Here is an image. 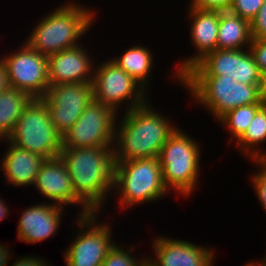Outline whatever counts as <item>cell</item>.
<instances>
[{
  "label": "cell",
  "instance_id": "cell-1",
  "mask_svg": "<svg viewBox=\"0 0 266 266\" xmlns=\"http://www.w3.org/2000/svg\"><path fill=\"white\" fill-rule=\"evenodd\" d=\"M122 117L121 124L116 125L118 130L115 129L114 163L159 157L161 148L177 128L148 102L126 111Z\"/></svg>",
  "mask_w": 266,
  "mask_h": 266
},
{
  "label": "cell",
  "instance_id": "cell-2",
  "mask_svg": "<svg viewBox=\"0 0 266 266\" xmlns=\"http://www.w3.org/2000/svg\"><path fill=\"white\" fill-rule=\"evenodd\" d=\"M59 156L67 167L75 195L92 212H99L113 189V146L62 148Z\"/></svg>",
  "mask_w": 266,
  "mask_h": 266
},
{
  "label": "cell",
  "instance_id": "cell-3",
  "mask_svg": "<svg viewBox=\"0 0 266 266\" xmlns=\"http://www.w3.org/2000/svg\"><path fill=\"white\" fill-rule=\"evenodd\" d=\"M180 82L217 121L237 107L266 103V84L246 85L223 75H183Z\"/></svg>",
  "mask_w": 266,
  "mask_h": 266
},
{
  "label": "cell",
  "instance_id": "cell-4",
  "mask_svg": "<svg viewBox=\"0 0 266 266\" xmlns=\"http://www.w3.org/2000/svg\"><path fill=\"white\" fill-rule=\"evenodd\" d=\"M92 12L77 3H65L37 23L26 43L46 56L77 46L95 18Z\"/></svg>",
  "mask_w": 266,
  "mask_h": 266
},
{
  "label": "cell",
  "instance_id": "cell-5",
  "mask_svg": "<svg viewBox=\"0 0 266 266\" xmlns=\"http://www.w3.org/2000/svg\"><path fill=\"white\" fill-rule=\"evenodd\" d=\"M113 190L120 194V206L123 207L159 200L168 192L163 183L159 158L114 163Z\"/></svg>",
  "mask_w": 266,
  "mask_h": 266
},
{
  "label": "cell",
  "instance_id": "cell-6",
  "mask_svg": "<svg viewBox=\"0 0 266 266\" xmlns=\"http://www.w3.org/2000/svg\"><path fill=\"white\" fill-rule=\"evenodd\" d=\"M178 127L170 134L161 148L159 162L165 187H173L184 196L192 194L197 186L200 147Z\"/></svg>",
  "mask_w": 266,
  "mask_h": 266
},
{
  "label": "cell",
  "instance_id": "cell-7",
  "mask_svg": "<svg viewBox=\"0 0 266 266\" xmlns=\"http://www.w3.org/2000/svg\"><path fill=\"white\" fill-rule=\"evenodd\" d=\"M6 141L45 159L58 157L62 150V136L54 127L42 98L31 100Z\"/></svg>",
  "mask_w": 266,
  "mask_h": 266
},
{
  "label": "cell",
  "instance_id": "cell-8",
  "mask_svg": "<svg viewBox=\"0 0 266 266\" xmlns=\"http://www.w3.org/2000/svg\"><path fill=\"white\" fill-rule=\"evenodd\" d=\"M92 87L94 100L112 108L119 113V106L125 100H130L126 106V111L145 104L148 99L146 97V88H144L133 77L121 69L114 61L98 65L93 71ZM147 100V101H146Z\"/></svg>",
  "mask_w": 266,
  "mask_h": 266
},
{
  "label": "cell",
  "instance_id": "cell-9",
  "mask_svg": "<svg viewBox=\"0 0 266 266\" xmlns=\"http://www.w3.org/2000/svg\"><path fill=\"white\" fill-rule=\"evenodd\" d=\"M116 116L112 108L93 100L62 135V148L114 146Z\"/></svg>",
  "mask_w": 266,
  "mask_h": 266
},
{
  "label": "cell",
  "instance_id": "cell-10",
  "mask_svg": "<svg viewBox=\"0 0 266 266\" xmlns=\"http://www.w3.org/2000/svg\"><path fill=\"white\" fill-rule=\"evenodd\" d=\"M184 75H218L246 85L266 84L248 48L216 49L207 53Z\"/></svg>",
  "mask_w": 266,
  "mask_h": 266
},
{
  "label": "cell",
  "instance_id": "cell-11",
  "mask_svg": "<svg viewBox=\"0 0 266 266\" xmlns=\"http://www.w3.org/2000/svg\"><path fill=\"white\" fill-rule=\"evenodd\" d=\"M14 54L2 58L9 87L29 93L33 98L45 96L48 80V56L32 49L27 43Z\"/></svg>",
  "mask_w": 266,
  "mask_h": 266
},
{
  "label": "cell",
  "instance_id": "cell-12",
  "mask_svg": "<svg viewBox=\"0 0 266 266\" xmlns=\"http://www.w3.org/2000/svg\"><path fill=\"white\" fill-rule=\"evenodd\" d=\"M42 99L54 127L62 136L94 100L92 82L50 84Z\"/></svg>",
  "mask_w": 266,
  "mask_h": 266
},
{
  "label": "cell",
  "instance_id": "cell-13",
  "mask_svg": "<svg viewBox=\"0 0 266 266\" xmlns=\"http://www.w3.org/2000/svg\"><path fill=\"white\" fill-rule=\"evenodd\" d=\"M97 214L93 212L77 218L76 222L80 225L78 230H82L65 252L67 266H102L107 253L114 246L109 224H96Z\"/></svg>",
  "mask_w": 266,
  "mask_h": 266
},
{
  "label": "cell",
  "instance_id": "cell-14",
  "mask_svg": "<svg viewBox=\"0 0 266 266\" xmlns=\"http://www.w3.org/2000/svg\"><path fill=\"white\" fill-rule=\"evenodd\" d=\"M39 193L54 201L55 205H82L80 216L93 213L76 195L67 167L60 156L45 159L34 185Z\"/></svg>",
  "mask_w": 266,
  "mask_h": 266
},
{
  "label": "cell",
  "instance_id": "cell-15",
  "mask_svg": "<svg viewBox=\"0 0 266 266\" xmlns=\"http://www.w3.org/2000/svg\"><path fill=\"white\" fill-rule=\"evenodd\" d=\"M152 245L156 257L146 258L152 266H213L214 253L211 248L163 236L156 237Z\"/></svg>",
  "mask_w": 266,
  "mask_h": 266
},
{
  "label": "cell",
  "instance_id": "cell-16",
  "mask_svg": "<svg viewBox=\"0 0 266 266\" xmlns=\"http://www.w3.org/2000/svg\"><path fill=\"white\" fill-rule=\"evenodd\" d=\"M87 49L77 45L48 56L50 84L92 82L93 63ZM92 71V72H91ZM92 76V77H91Z\"/></svg>",
  "mask_w": 266,
  "mask_h": 266
},
{
  "label": "cell",
  "instance_id": "cell-17",
  "mask_svg": "<svg viewBox=\"0 0 266 266\" xmlns=\"http://www.w3.org/2000/svg\"><path fill=\"white\" fill-rule=\"evenodd\" d=\"M189 16L192 18L190 37L192 43L195 46L197 55L186 58L179 64L176 70L178 81L180 78L191 69L199 60H201L207 53L215 51L217 49V36L219 28V11L202 10L193 7H189Z\"/></svg>",
  "mask_w": 266,
  "mask_h": 266
},
{
  "label": "cell",
  "instance_id": "cell-18",
  "mask_svg": "<svg viewBox=\"0 0 266 266\" xmlns=\"http://www.w3.org/2000/svg\"><path fill=\"white\" fill-rule=\"evenodd\" d=\"M30 206L22 213L18 221V239L28 243L44 241L54 236L60 226L63 206L53 203ZM62 213V214H61Z\"/></svg>",
  "mask_w": 266,
  "mask_h": 266
},
{
  "label": "cell",
  "instance_id": "cell-19",
  "mask_svg": "<svg viewBox=\"0 0 266 266\" xmlns=\"http://www.w3.org/2000/svg\"><path fill=\"white\" fill-rule=\"evenodd\" d=\"M9 149L1 160L7 183L17 187L34 185L45 158L8 143Z\"/></svg>",
  "mask_w": 266,
  "mask_h": 266
},
{
  "label": "cell",
  "instance_id": "cell-20",
  "mask_svg": "<svg viewBox=\"0 0 266 266\" xmlns=\"http://www.w3.org/2000/svg\"><path fill=\"white\" fill-rule=\"evenodd\" d=\"M252 41L251 24L237 14L219 11V28L217 49H244L249 48Z\"/></svg>",
  "mask_w": 266,
  "mask_h": 266
},
{
  "label": "cell",
  "instance_id": "cell-21",
  "mask_svg": "<svg viewBox=\"0 0 266 266\" xmlns=\"http://www.w3.org/2000/svg\"><path fill=\"white\" fill-rule=\"evenodd\" d=\"M32 99L29 93L12 87L0 93V139L6 140L11 135Z\"/></svg>",
  "mask_w": 266,
  "mask_h": 266
},
{
  "label": "cell",
  "instance_id": "cell-22",
  "mask_svg": "<svg viewBox=\"0 0 266 266\" xmlns=\"http://www.w3.org/2000/svg\"><path fill=\"white\" fill-rule=\"evenodd\" d=\"M152 56L149 48L147 49L141 45H134L122 54V56L118 58L114 57L111 60L139 82L144 88L145 86L147 88L148 77H150L149 74L151 73L150 69L153 66Z\"/></svg>",
  "mask_w": 266,
  "mask_h": 266
},
{
  "label": "cell",
  "instance_id": "cell-23",
  "mask_svg": "<svg viewBox=\"0 0 266 266\" xmlns=\"http://www.w3.org/2000/svg\"><path fill=\"white\" fill-rule=\"evenodd\" d=\"M263 141H266V103L256 112L244 135L234 142H237L236 145L238 144L243 154H247V157L249 155L251 160H261L266 155V150L263 152L264 150L261 151L257 147L264 143Z\"/></svg>",
  "mask_w": 266,
  "mask_h": 266
},
{
  "label": "cell",
  "instance_id": "cell-24",
  "mask_svg": "<svg viewBox=\"0 0 266 266\" xmlns=\"http://www.w3.org/2000/svg\"><path fill=\"white\" fill-rule=\"evenodd\" d=\"M265 103H254L237 107L224 114L218 121L223 123L231 132L234 140L238 141L247 130L256 112Z\"/></svg>",
  "mask_w": 266,
  "mask_h": 266
},
{
  "label": "cell",
  "instance_id": "cell-25",
  "mask_svg": "<svg viewBox=\"0 0 266 266\" xmlns=\"http://www.w3.org/2000/svg\"><path fill=\"white\" fill-rule=\"evenodd\" d=\"M131 249L125 251L115 243L107 253L102 266H143L147 260L145 258H142L140 261L135 259V256L131 254L133 247Z\"/></svg>",
  "mask_w": 266,
  "mask_h": 266
},
{
  "label": "cell",
  "instance_id": "cell-26",
  "mask_svg": "<svg viewBox=\"0 0 266 266\" xmlns=\"http://www.w3.org/2000/svg\"><path fill=\"white\" fill-rule=\"evenodd\" d=\"M264 1L265 0H233L229 11L251 23L264 4Z\"/></svg>",
  "mask_w": 266,
  "mask_h": 266
},
{
  "label": "cell",
  "instance_id": "cell-27",
  "mask_svg": "<svg viewBox=\"0 0 266 266\" xmlns=\"http://www.w3.org/2000/svg\"><path fill=\"white\" fill-rule=\"evenodd\" d=\"M249 50L258 66L259 72L266 80V37L252 38Z\"/></svg>",
  "mask_w": 266,
  "mask_h": 266
},
{
  "label": "cell",
  "instance_id": "cell-28",
  "mask_svg": "<svg viewBox=\"0 0 266 266\" xmlns=\"http://www.w3.org/2000/svg\"><path fill=\"white\" fill-rule=\"evenodd\" d=\"M253 162L259 164L260 169L258 173H254L251 181L256 190L255 194L266 211V165L261 160H253Z\"/></svg>",
  "mask_w": 266,
  "mask_h": 266
},
{
  "label": "cell",
  "instance_id": "cell-29",
  "mask_svg": "<svg viewBox=\"0 0 266 266\" xmlns=\"http://www.w3.org/2000/svg\"><path fill=\"white\" fill-rule=\"evenodd\" d=\"M233 0H192L189 7L212 10L227 11L230 9Z\"/></svg>",
  "mask_w": 266,
  "mask_h": 266
},
{
  "label": "cell",
  "instance_id": "cell-30",
  "mask_svg": "<svg viewBox=\"0 0 266 266\" xmlns=\"http://www.w3.org/2000/svg\"><path fill=\"white\" fill-rule=\"evenodd\" d=\"M250 24L252 38L266 37V0Z\"/></svg>",
  "mask_w": 266,
  "mask_h": 266
},
{
  "label": "cell",
  "instance_id": "cell-31",
  "mask_svg": "<svg viewBox=\"0 0 266 266\" xmlns=\"http://www.w3.org/2000/svg\"><path fill=\"white\" fill-rule=\"evenodd\" d=\"M29 256V257H28ZM15 259L16 261L11 266H50L49 262H45L42 258L30 257V255ZM48 263V264H47Z\"/></svg>",
  "mask_w": 266,
  "mask_h": 266
},
{
  "label": "cell",
  "instance_id": "cell-32",
  "mask_svg": "<svg viewBox=\"0 0 266 266\" xmlns=\"http://www.w3.org/2000/svg\"><path fill=\"white\" fill-rule=\"evenodd\" d=\"M9 87L7 80V71L2 60H0V93Z\"/></svg>",
  "mask_w": 266,
  "mask_h": 266
},
{
  "label": "cell",
  "instance_id": "cell-33",
  "mask_svg": "<svg viewBox=\"0 0 266 266\" xmlns=\"http://www.w3.org/2000/svg\"><path fill=\"white\" fill-rule=\"evenodd\" d=\"M8 250L9 249H7L5 245L3 246L2 244H0V266H7L9 264L7 262L10 261L9 255L11 254Z\"/></svg>",
  "mask_w": 266,
  "mask_h": 266
},
{
  "label": "cell",
  "instance_id": "cell-34",
  "mask_svg": "<svg viewBox=\"0 0 266 266\" xmlns=\"http://www.w3.org/2000/svg\"><path fill=\"white\" fill-rule=\"evenodd\" d=\"M7 214H8V207L6 204H4V200L2 201L0 198V220L6 219Z\"/></svg>",
  "mask_w": 266,
  "mask_h": 266
},
{
  "label": "cell",
  "instance_id": "cell-35",
  "mask_svg": "<svg viewBox=\"0 0 266 266\" xmlns=\"http://www.w3.org/2000/svg\"><path fill=\"white\" fill-rule=\"evenodd\" d=\"M256 264L257 263L250 262V263L245 264V266H256ZM257 266H263V265L259 262Z\"/></svg>",
  "mask_w": 266,
  "mask_h": 266
},
{
  "label": "cell",
  "instance_id": "cell-36",
  "mask_svg": "<svg viewBox=\"0 0 266 266\" xmlns=\"http://www.w3.org/2000/svg\"><path fill=\"white\" fill-rule=\"evenodd\" d=\"M261 161L266 165V155L261 159Z\"/></svg>",
  "mask_w": 266,
  "mask_h": 266
},
{
  "label": "cell",
  "instance_id": "cell-37",
  "mask_svg": "<svg viewBox=\"0 0 266 266\" xmlns=\"http://www.w3.org/2000/svg\"><path fill=\"white\" fill-rule=\"evenodd\" d=\"M265 258H266V256H265ZM261 264H262L263 266H266V259H265L264 261L262 260Z\"/></svg>",
  "mask_w": 266,
  "mask_h": 266
},
{
  "label": "cell",
  "instance_id": "cell-38",
  "mask_svg": "<svg viewBox=\"0 0 266 266\" xmlns=\"http://www.w3.org/2000/svg\"><path fill=\"white\" fill-rule=\"evenodd\" d=\"M143 266H152L150 265V263H148L147 261L145 262V264Z\"/></svg>",
  "mask_w": 266,
  "mask_h": 266
}]
</instances>
